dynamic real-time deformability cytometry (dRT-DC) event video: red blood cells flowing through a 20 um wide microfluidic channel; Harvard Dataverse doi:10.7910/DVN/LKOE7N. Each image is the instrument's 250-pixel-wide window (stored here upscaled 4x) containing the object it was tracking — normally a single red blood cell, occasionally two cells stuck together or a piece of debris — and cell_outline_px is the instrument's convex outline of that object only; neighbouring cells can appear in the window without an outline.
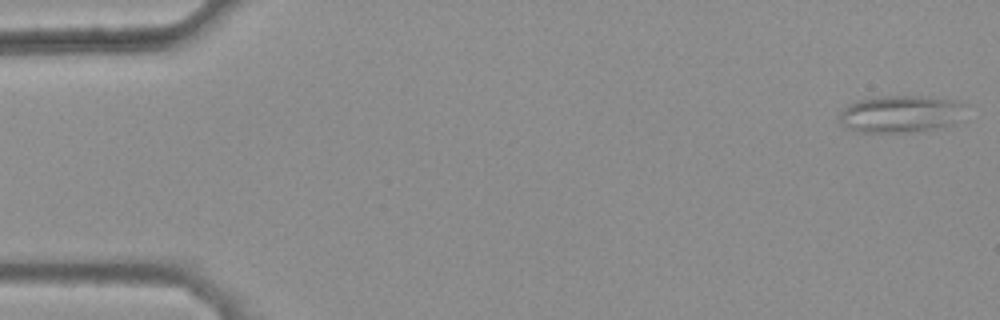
{"species": "common noctule bat (a hibernating species)", "species_latin": "Nyctalus noctula", "temperature_condition": "warm", "stored_images_in_passage": 46, "camera_frame_rate_fps": 3000, "um_per_image_px": 0.085, "animal": {"sex": "female", "body_mass_g": 25.1}, "frame": {"image": 1, "passage_image": 1, "time_ms": 0.0, "image_size_px": [1000, 320], "cell_outline_px": [[968, 104], [956, 124], [936, 128], [912, 132], [860, 132], [848, 128], [840, 120], [840, 112], [848, 104], [860, 100], [880, 96], [924, 96], [960, 100]], "centroid_in_image_um": [76.64, 9.67], "position_along_channel_um": 8.4, "area_um2": 27.51}}
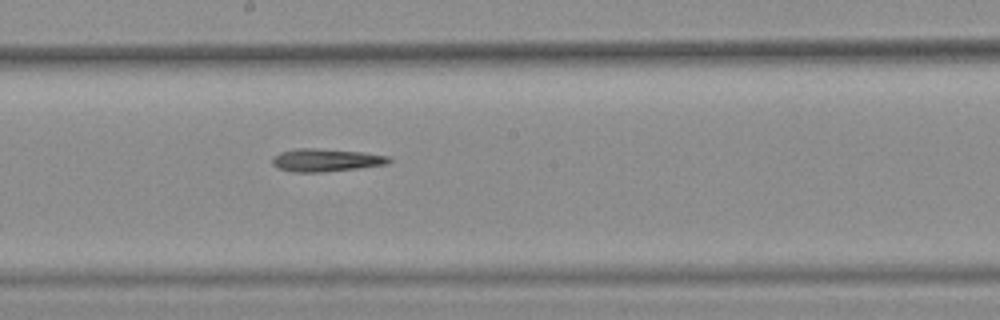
{"frame": {"image": 2, "passage_image": 28, "time_ms": 9.0, "image_size_px": [1000, 320], "cell_outline_px": [[392, 160], [388, 164], [356, 168], [320, 172], [292, 172], [276, 168], [272, 164], [272, 156], [280, 152], [296, 148], [316, 148], [364, 152], [388, 156]], "centroid_in_image_um": [27.65, 13.6], "position_along_channel_um": 220.5, "area_um2": 15.61}}
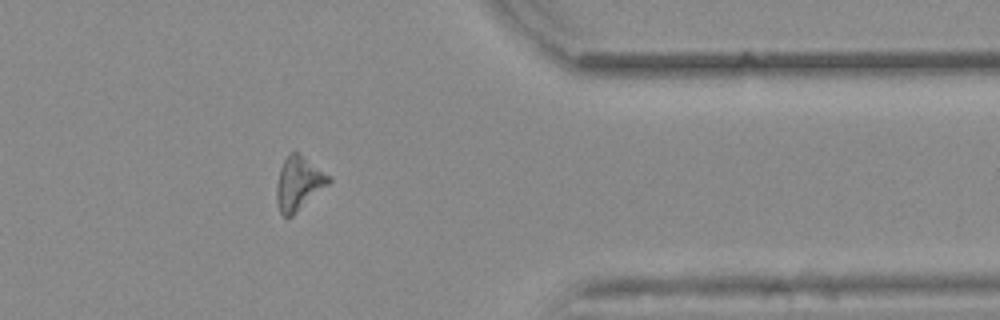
{"frame": {"image": 3, "passage_image": 42, "time_ms": 13.667, "image_size_px": [1000, 320], "cell_outline_px": [[332, 180], [328, 184], [292, 216], [284, 216], [280, 212], [276, 200], [276, 184], [280, 168], [284, 160], [292, 152], [300, 152], [332, 176]], "centroid_in_image_um": [25.4, 15.55], "position_along_channel_um": 386.0, "area_um2": 16.36}}